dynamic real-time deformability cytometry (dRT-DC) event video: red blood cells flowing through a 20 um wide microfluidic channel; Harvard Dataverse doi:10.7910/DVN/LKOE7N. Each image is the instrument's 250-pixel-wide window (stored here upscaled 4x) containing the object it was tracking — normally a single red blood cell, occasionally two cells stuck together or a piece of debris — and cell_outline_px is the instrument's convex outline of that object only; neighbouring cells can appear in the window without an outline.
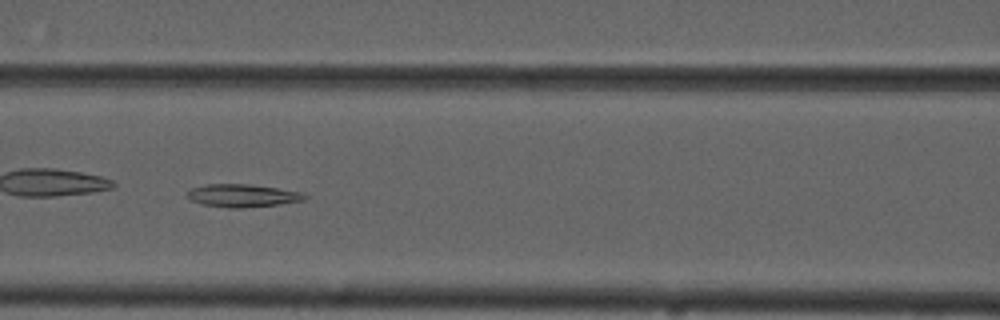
{"species": "common noctule bat (a hibernating species)", "species_latin": "Nyctalus noctula", "temperature_condition": "cold", "stored_images_in_passage": 52, "camera_frame_rate_fps": 3000, "um_per_image_px": 0.085, "animal": {"sex": "male", "forearm_length_mm": 52.5}, "frame": {"image": 1, "passage_image": 23, "time_ms": 7.333, "image_size_px": [1000, 320], "cell_outline_px": [[308, 196], [304, 200], [280, 204], [244, 208], [228, 208], [204, 204], [192, 200], [184, 196], [184, 192], [192, 188], [208, 184], [252, 184], [304, 192]], "centroid_in_image_um": [20.62, 16.62], "position_along_channel_um": 146.0, "area_um2": 15.84}}
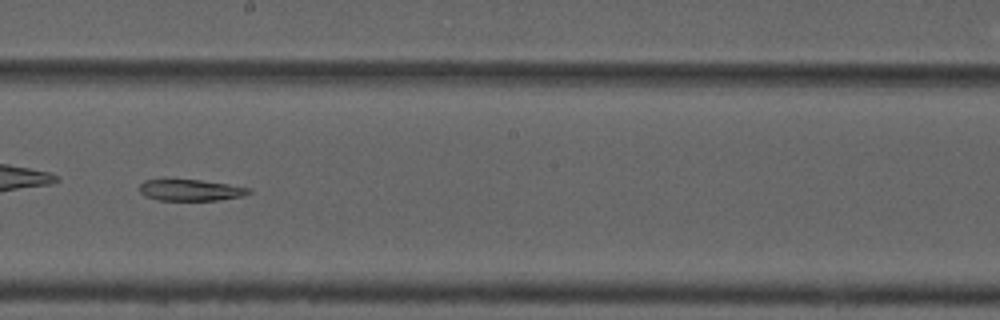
{"frame": {"image": 2, "passage_image": 30, "time_ms": 9.667, "image_size_px": [1000, 320], "cell_outline_px": [[252, 192], [244, 196], [220, 200], [156, 200], [144, 196], [140, 192], [140, 184], [144, 180], [168, 176], [200, 180], [228, 184], [252, 188]], "centroid_in_image_um": [16.14, 16.11], "position_along_channel_um": 232.1, "area_um2": 14.45}}